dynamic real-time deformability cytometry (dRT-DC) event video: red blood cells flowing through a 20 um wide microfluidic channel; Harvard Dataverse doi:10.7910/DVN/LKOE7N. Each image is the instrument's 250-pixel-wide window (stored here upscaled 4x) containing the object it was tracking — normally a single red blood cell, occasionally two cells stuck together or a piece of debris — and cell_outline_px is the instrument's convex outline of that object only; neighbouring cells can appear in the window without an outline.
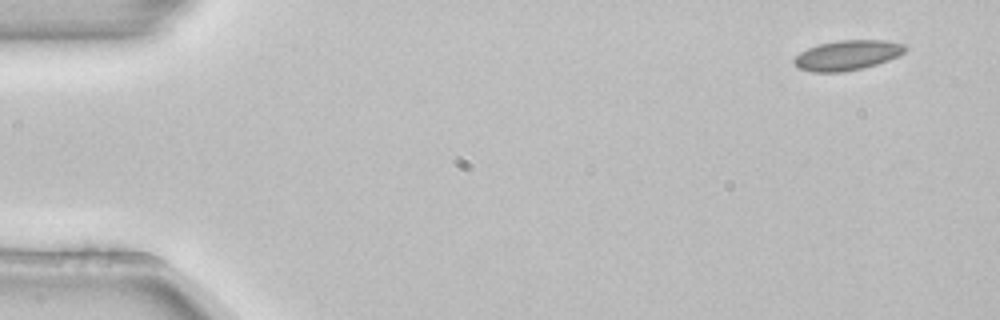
{"species": "common noctule bat (a hibernating species)", "species_latin": "Nyctalus noctula", "temperature_condition": "room temperature", "stored_images_in_passage": 4, "camera_frame_rate_fps": 3000, "um_per_image_px": 0.085, "animal": {"sex": "female", "body_mass_g": 22.7, "forearm_length_mm": 54.2}, "frame": {"image": 1, "passage_image": 1, "time_ms": 0.0, "image_size_px": [1000, 320], "cell_outline_px": [[908, 48], [904, 52], [888, 60], [876, 64], [860, 68], [840, 72], [812, 72], [800, 68], [792, 60], [800, 52], [808, 48], [820, 44], [836, 40], [884, 40], [904, 44]], "centroid_in_image_um": [72.02, 4.68], "position_along_channel_um": 13.0, "area_um2": 19.13}}
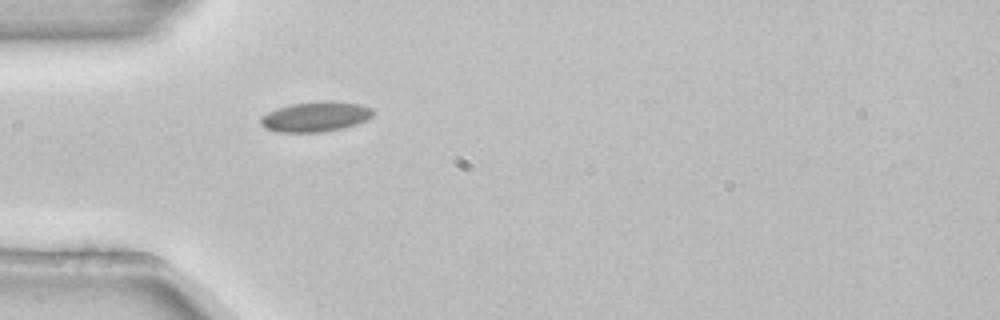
{"frame": {"image": 2, "passage_image": 4, "time_ms": 1.0, "image_size_px": [1000, 320], "cell_outline_px": [[372, 116], [368, 120], [344, 128], [320, 132], [280, 132], [264, 128], [260, 124], [260, 116], [276, 108], [292, 104], [328, 100], [360, 104], [372, 108]], "centroid_in_image_um": [26.81, 9.92], "position_along_channel_um": 58.2, "area_um2": 19.77}}